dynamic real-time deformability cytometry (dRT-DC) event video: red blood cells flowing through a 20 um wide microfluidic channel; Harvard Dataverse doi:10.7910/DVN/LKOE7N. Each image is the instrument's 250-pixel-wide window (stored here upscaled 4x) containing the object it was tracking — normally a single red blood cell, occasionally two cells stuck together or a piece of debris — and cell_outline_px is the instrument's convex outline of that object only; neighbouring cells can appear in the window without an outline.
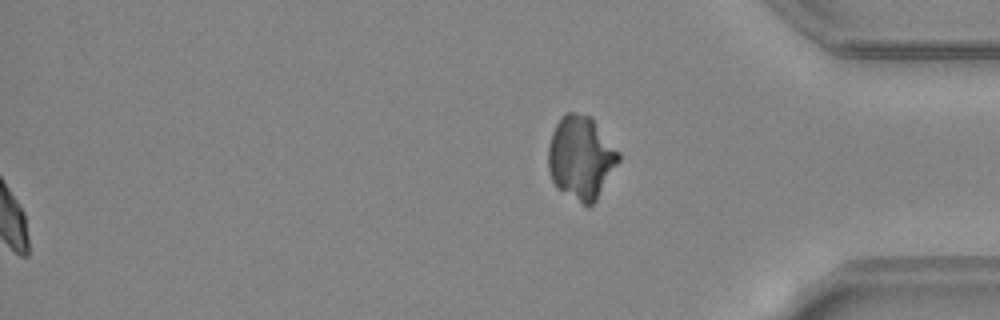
{"species": "common noctule bat (a hibernating species)", "species_latin": "Nyctalus noctula", "temperature_condition": "warm", "stored_images_in_passage": 48, "segment_of_instrument_passage": [2, 2], "camera_frame_rate_fps": 3000, "um_per_image_px": 0.085, "animal": {"sex": "female", "body_mass_g": 24.6, "forearm_length_mm": 56.2}, "frame": {"image": 1, "passage_image": 48, "time_ms": 15.667, "image_size_px": [1000, 320], "cell_outline_px": [[620, 160], [596, 200], [588, 208], [556, 188], [552, 180], [548, 168], [548, 144], [552, 132], [560, 116], [568, 112], [572, 112], [592, 116], [620, 152]], "centroid_in_image_um": [49.38, 13.38], "position_along_channel_um": 385.8, "area_um2": 34.56}}